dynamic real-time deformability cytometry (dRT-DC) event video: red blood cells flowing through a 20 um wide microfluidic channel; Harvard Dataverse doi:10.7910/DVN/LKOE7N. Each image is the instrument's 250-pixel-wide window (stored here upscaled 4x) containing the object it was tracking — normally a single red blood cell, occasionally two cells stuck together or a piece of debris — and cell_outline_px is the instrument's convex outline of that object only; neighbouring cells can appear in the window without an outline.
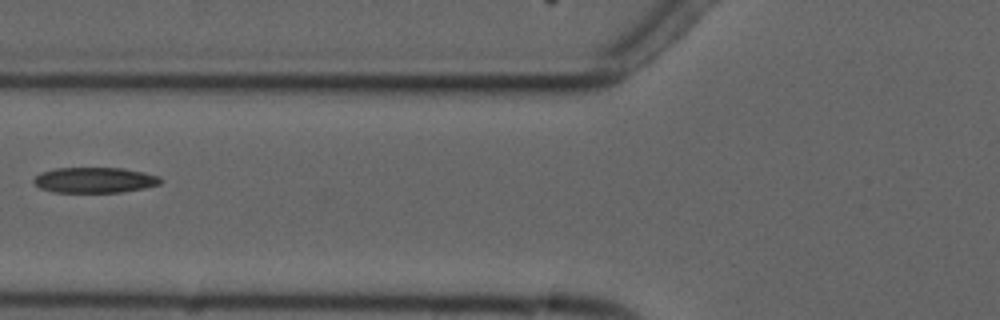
{"species": "common noctule bat (a hibernating species)", "species_latin": "Nyctalus noctula", "temperature_condition": "cold", "stored_images_in_passage": 7, "camera_frame_rate_fps": 3000, "um_per_image_px": 0.085, "animal": {"sex": "male", "forearm_length_mm": 52.5}, "frame": {"image": 1, "passage_image": 7, "time_ms": 7.0, "image_size_px": [1000, 320], "cell_outline_px": [[164, 180], [160, 184], [144, 188], [120, 192], [52, 192], [40, 188], [32, 180], [40, 172], [56, 168], [124, 168], [144, 172], [160, 176]], "centroid_in_image_um": [8.07, 15.3], "position_along_channel_um": 117.7, "area_um2": 18.96}}